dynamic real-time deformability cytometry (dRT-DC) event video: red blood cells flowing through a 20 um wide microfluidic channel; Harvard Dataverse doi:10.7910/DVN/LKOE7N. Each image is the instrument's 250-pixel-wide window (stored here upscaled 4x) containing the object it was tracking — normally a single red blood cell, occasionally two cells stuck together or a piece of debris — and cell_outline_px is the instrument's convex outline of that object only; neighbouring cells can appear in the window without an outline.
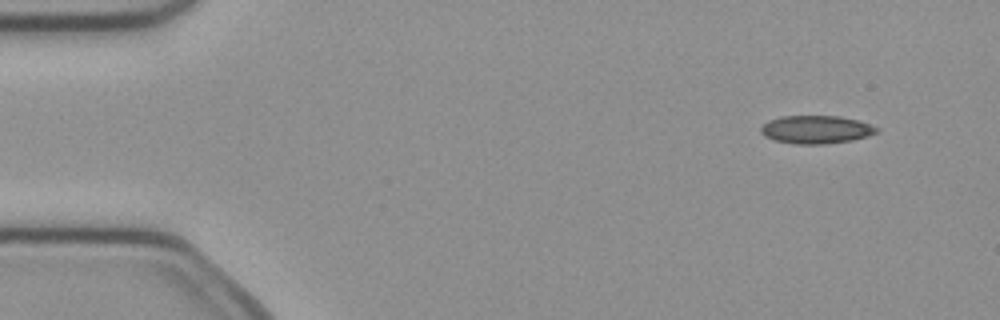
{"species": "common noctule bat (a hibernating species)", "species_latin": "Nyctalus noctula", "temperature_condition": "cold", "stored_images_in_passage": 3, "camera_frame_rate_fps": 3000, "um_per_image_px": 0.085, "animal": {"sex": "female", "body_mass_g": 21.9}, "frame": {"image": 1, "passage_image": 1, "time_ms": 0.0, "image_size_px": [1000, 320], "cell_outline_px": [[880, 128], [876, 132], [868, 136], [852, 140], [824, 144], [796, 144], [772, 140], [764, 136], [760, 132], [760, 128], [768, 120], [780, 116], [836, 116], [856, 120]], "centroid_in_image_um": [69.31, 11.02], "position_along_channel_um": 15.7, "area_um2": 18.9}}
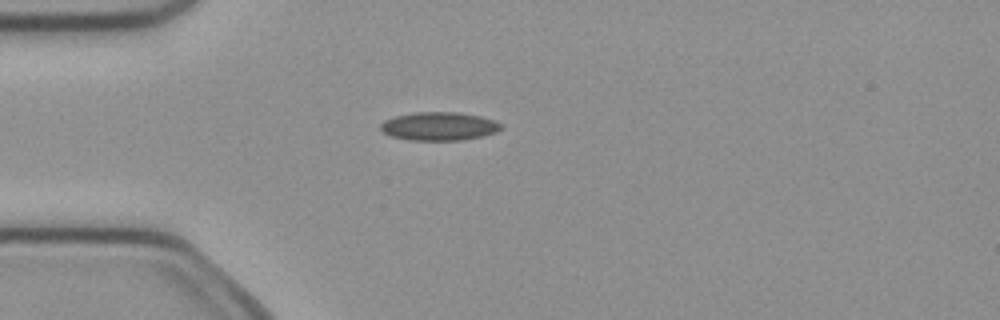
{"frame": {"image": 2, "passage_image": 3, "time_ms": 0.667, "image_size_px": [1000, 320], "cell_outline_px": [[504, 128], [496, 132], [484, 136], [460, 140], [408, 140], [392, 136], [384, 132], [380, 128], [380, 124], [384, 120], [396, 116], [412, 112], [460, 112], [480, 116], [496, 120], [504, 124]], "centroid_in_image_um": [37.38, 10.72], "position_along_channel_um": 47.6, "area_um2": 20.17}}